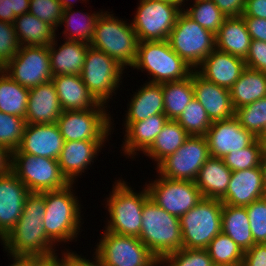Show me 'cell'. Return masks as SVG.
Masks as SVG:
<instances>
[{
    "label": "cell",
    "instance_id": "c3c4849f",
    "mask_svg": "<svg viewBox=\"0 0 266 266\" xmlns=\"http://www.w3.org/2000/svg\"><path fill=\"white\" fill-rule=\"evenodd\" d=\"M246 67L266 73V42L251 40L246 58Z\"/></svg>",
    "mask_w": 266,
    "mask_h": 266
},
{
    "label": "cell",
    "instance_id": "30bf717a",
    "mask_svg": "<svg viewBox=\"0 0 266 266\" xmlns=\"http://www.w3.org/2000/svg\"><path fill=\"white\" fill-rule=\"evenodd\" d=\"M123 70L125 67L117 60L90 46L80 76L93 97L107 105L122 82Z\"/></svg>",
    "mask_w": 266,
    "mask_h": 266
},
{
    "label": "cell",
    "instance_id": "5b68a950",
    "mask_svg": "<svg viewBox=\"0 0 266 266\" xmlns=\"http://www.w3.org/2000/svg\"><path fill=\"white\" fill-rule=\"evenodd\" d=\"M113 15L104 11L98 18L90 46L106 53L123 67H131L137 56V35L131 22L126 23Z\"/></svg>",
    "mask_w": 266,
    "mask_h": 266
},
{
    "label": "cell",
    "instance_id": "9f6ffc18",
    "mask_svg": "<svg viewBox=\"0 0 266 266\" xmlns=\"http://www.w3.org/2000/svg\"><path fill=\"white\" fill-rule=\"evenodd\" d=\"M12 171V152L0 145V176Z\"/></svg>",
    "mask_w": 266,
    "mask_h": 266
},
{
    "label": "cell",
    "instance_id": "d4e9b609",
    "mask_svg": "<svg viewBox=\"0 0 266 266\" xmlns=\"http://www.w3.org/2000/svg\"><path fill=\"white\" fill-rule=\"evenodd\" d=\"M168 120L165 114H157L138 122H124L126 134L122 147L123 153L132 158L137 151L144 153L152 145Z\"/></svg>",
    "mask_w": 266,
    "mask_h": 266
},
{
    "label": "cell",
    "instance_id": "6da1fadb",
    "mask_svg": "<svg viewBox=\"0 0 266 266\" xmlns=\"http://www.w3.org/2000/svg\"><path fill=\"white\" fill-rule=\"evenodd\" d=\"M44 214L45 191L29 192L18 222L1 241L9 256H35L56 261L57 250L43 226Z\"/></svg>",
    "mask_w": 266,
    "mask_h": 266
},
{
    "label": "cell",
    "instance_id": "44dd1931",
    "mask_svg": "<svg viewBox=\"0 0 266 266\" xmlns=\"http://www.w3.org/2000/svg\"><path fill=\"white\" fill-rule=\"evenodd\" d=\"M245 68L244 59L215 48L197 67L196 71L206 80L230 89Z\"/></svg>",
    "mask_w": 266,
    "mask_h": 266
},
{
    "label": "cell",
    "instance_id": "d590c367",
    "mask_svg": "<svg viewBox=\"0 0 266 266\" xmlns=\"http://www.w3.org/2000/svg\"><path fill=\"white\" fill-rule=\"evenodd\" d=\"M29 89L21 86L0 69V111L25 118Z\"/></svg>",
    "mask_w": 266,
    "mask_h": 266
},
{
    "label": "cell",
    "instance_id": "ac0fdd59",
    "mask_svg": "<svg viewBox=\"0 0 266 266\" xmlns=\"http://www.w3.org/2000/svg\"><path fill=\"white\" fill-rule=\"evenodd\" d=\"M29 192L12 171L0 176V240L18 222Z\"/></svg>",
    "mask_w": 266,
    "mask_h": 266
},
{
    "label": "cell",
    "instance_id": "8992f818",
    "mask_svg": "<svg viewBox=\"0 0 266 266\" xmlns=\"http://www.w3.org/2000/svg\"><path fill=\"white\" fill-rule=\"evenodd\" d=\"M115 185V186H114ZM106 207L110 219L105 226V231L119 235L139 237L142 226V208L149 198L146 186L141 192H134L123 180L113 184Z\"/></svg>",
    "mask_w": 266,
    "mask_h": 266
},
{
    "label": "cell",
    "instance_id": "7bdbcfd3",
    "mask_svg": "<svg viewBox=\"0 0 266 266\" xmlns=\"http://www.w3.org/2000/svg\"><path fill=\"white\" fill-rule=\"evenodd\" d=\"M26 119L0 111V145L11 152L17 150L23 138Z\"/></svg>",
    "mask_w": 266,
    "mask_h": 266
},
{
    "label": "cell",
    "instance_id": "9c48e42d",
    "mask_svg": "<svg viewBox=\"0 0 266 266\" xmlns=\"http://www.w3.org/2000/svg\"><path fill=\"white\" fill-rule=\"evenodd\" d=\"M12 172L30 192L59 190L69 185L62 174L58 160L12 152Z\"/></svg>",
    "mask_w": 266,
    "mask_h": 266
},
{
    "label": "cell",
    "instance_id": "816d5d0a",
    "mask_svg": "<svg viewBox=\"0 0 266 266\" xmlns=\"http://www.w3.org/2000/svg\"><path fill=\"white\" fill-rule=\"evenodd\" d=\"M251 40L266 42V19L256 17H243Z\"/></svg>",
    "mask_w": 266,
    "mask_h": 266
},
{
    "label": "cell",
    "instance_id": "ab89813d",
    "mask_svg": "<svg viewBox=\"0 0 266 266\" xmlns=\"http://www.w3.org/2000/svg\"><path fill=\"white\" fill-rule=\"evenodd\" d=\"M192 5L183 11L200 26L216 34L227 17L212 0L195 1Z\"/></svg>",
    "mask_w": 266,
    "mask_h": 266
},
{
    "label": "cell",
    "instance_id": "1f68e13d",
    "mask_svg": "<svg viewBox=\"0 0 266 266\" xmlns=\"http://www.w3.org/2000/svg\"><path fill=\"white\" fill-rule=\"evenodd\" d=\"M229 91L235 110L266 97V73L246 67Z\"/></svg>",
    "mask_w": 266,
    "mask_h": 266
},
{
    "label": "cell",
    "instance_id": "836d02e7",
    "mask_svg": "<svg viewBox=\"0 0 266 266\" xmlns=\"http://www.w3.org/2000/svg\"><path fill=\"white\" fill-rule=\"evenodd\" d=\"M190 135L176 120H168L152 145L143 153L157 165L170 154L175 153Z\"/></svg>",
    "mask_w": 266,
    "mask_h": 266
},
{
    "label": "cell",
    "instance_id": "ee69618b",
    "mask_svg": "<svg viewBox=\"0 0 266 266\" xmlns=\"http://www.w3.org/2000/svg\"><path fill=\"white\" fill-rule=\"evenodd\" d=\"M214 266L206 249L182 248L166 254L160 266Z\"/></svg>",
    "mask_w": 266,
    "mask_h": 266
},
{
    "label": "cell",
    "instance_id": "6125c7cd",
    "mask_svg": "<svg viewBox=\"0 0 266 266\" xmlns=\"http://www.w3.org/2000/svg\"><path fill=\"white\" fill-rule=\"evenodd\" d=\"M59 3L61 4L62 6V9H71L73 8V5H74V0H73V3H72V0H58ZM77 0H75L76 2ZM83 2L86 1V0H82Z\"/></svg>",
    "mask_w": 266,
    "mask_h": 266
},
{
    "label": "cell",
    "instance_id": "7c38bea8",
    "mask_svg": "<svg viewBox=\"0 0 266 266\" xmlns=\"http://www.w3.org/2000/svg\"><path fill=\"white\" fill-rule=\"evenodd\" d=\"M132 27L138 41L167 40L183 8L165 0H140Z\"/></svg>",
    "mask_w": 266,
    "mask_h": 266
},
{
    "label": "cell",
    "instance_id": "cb8c5ba5",
    "mask_svg": "<svg viewBox=\"0 0 266 266\" xmlns=\"http://www.w3.org/2000/svg\"><path fill=\"white\" fill-rule=\"evenodd\" d=\"M62 112L63 109L52 80L29 89L26 123H56Z\"/></svg>",
    "mask_w": 266,
    "mask_h": 266
},
{
    "label": "cell",
    "instance_id": "680465c9",
    "mask_svg": "<svg viewBox=\"0 0 266 266\" xmlns=\"http://www.w3.org/2000/svg\"><path fill=\"white\" fill-rule=\"evenodd\" d=\"M10 4L12 12L17 17L29 11L30 0H10Z\"/></svg>",
    "mask_w": 266,
    "mask_h": 266
},
{
    "label": "cell",
    "instance_id": "e0dca14e",
    "mask_svg": "<svg viewBox=\"0 0 266 266\" xmlns=\"http://www.w3.org/2000/svg\"><path fill=\"white\" fill-rule=\"evenodd\" d=\"M210 157L223 158L232 151H239L251 145L257 137L244 129L233 116L225 120L213 121L205 135Z\"/></svg>",
    "mask_w": 266,
    "mask_h": 266
},
{
    "label": "cell",
    "instance_id": "d6986e66",
    "mask_svg": "<svg viewBox=\"0 0 266 266\" xmlns=\"http://www.w3.org/2000/svg\"><path fill=\"white\" fill-rule=\"evenodd\" d=\"M64 144L56 123L26 124L18 151L58 160Z\"/></svg>",
    "mask_w": 266,
    "mask_h": 266
},
{
    "label": "cell",
    "instance_id": "be15d7a7",
    "mask_svg": "<svg viewBox=\"0 0 266 266\" xmlns=\"http://www.w3.org/2000/svg\"><path fill=\"white\" fill-rule=\"evenodd\" d=\"M165 1H169V2L175 3L179 7H182L183 3H185V0H165Z\"/></svg>",
    "mask_w": 266,
    "mask_h": 266
},
{
    "label": "cell",
    "instance_id": "94428289",
    "mask_svg": "<svg viewBox=\"0 0 266 266\" xmlns=\"http://www.w3.org/2000/svg\"><path fill=\"white\" fill-rule=\"evenodd\" d=\"M262 148V154L266 155V130L258 137Z\"/></svg>",
    "mask_w": 266,
    "mask_h": 266
},
{
    "label": "cell",
    "instance_id": "681fc988",
    "mask_svg": "<svg viewBox=\"0 0 266 266\" xmlns=\"http://www.w3.org/2000/svg\"><path fill=\"white\" fill-rule=\"evenodd\" d=\"M62 254V259H59L58 257L56 258V263L59 266H105L101 258L96 253L93 254L95 255L93 256V260L95 261L86 259L84 256L78 255L77 253L75 254L73 251H63Z\"/></svg>",
    "mask_w": 266,
    "mask_h": 266
},
{
    "label": "cell",
    "instance_id": "d6a6232c",
    "mask_svg": "<svg viewBox=\"0 0 266 266\" xmlns=\"http://www.w3.org/2000/svg\"><path fill=\"white\" fill-rule=\"evenodd\" d=\"M246 207L223 204L221 232L229 236L246 252L254 244Z\"/></svg>",
    "mask_w": 266,
    "mask_h": 266
},
{
    "label": "cell",
    "instance_id": "ba28073f",
    "mask_svg": "<svg viewBox=\"0 0 266 266\" xmlns=\"http://www.w3.org/2000/svg\"><path fill=\"white\" fill-rule=\"evenodd\" d=\"M167 41L171 49L194 70L216 48L215 34L200 26L183 10Z\"/></svg>",
    "mask_w": 266,
    "mask_h": 266
},
{
    "label": "cell",
    "instance_id": "277c9868",
    "mask_svg": "<svg viewBox=\"0 0 266 266\" xmlns=\"http://www.w3.org/2000/svg\"><path fill=\"white\" fill-rule=\"evenodd\" d=\"M133 69L147 71L152 83L184 80L194 69L170 47L167 40L142 41L138 43Z\"/></svg>",
    "mask_w": 266,
    "mask_h": 266
},
{
    "label": "cell",
    "instance_id": "4dcf8cb0",
    "mask_svg": "<svg viewBox=\"0 0 266 266\" xmlns=\"http://www.w3.org/2000/svg\"><path fill=\"white\" fill-rule=\"evenodd\" d=\"M14 28L20 46H49L56 37V28L27 12L17 16Z\"/></svg>",
    "mask_w": 266,
    "mask_h": 266
},
{
    "label": "cell",
    "instance_id": "f35d334b",
    "mask_svg": "<svg viewBox=\"0 0 266 266\" xmlns=\"http://www.w3.org/2000/svg\"><path fill=\"white\" fill-rule=\"evenodd\" d=\"M176 121L192 136H205L212 124L206 110L195 97L188 103Z\"/></svg>",
    "mask_w": 266,
    "mask_h": 266
},
{
    "label": "cell",
    "instance_id": "4fadbf2b",
    "mask_svg": "<svg viewBox=\"0 0 266 266\" xmlns=\"http://www.w3.org/2000/svg\"><path fill=\"white\" fill-rule=\"evenodd\" d=\"M87 110L63 111L56 124L66 141L107 140L112 130V119L106 105Z\"/></svg>",
    "mask_w": 266,
    "mask_h": 266
},
{
    "label": "cell",
    "instance_id": "11a10c76",
    "mask_svg": "<svg viewBox=\"0 0 266 266\" xmlns=\"http://www.w3.org/2000/svg\"><path fill=\"white\" fill-rule=\"evenodd\" d=\"M13 261L10 266H46L49 261L35 256H11ZM9 266V265H8Z\"/></svg>",
    "mask_w": 266,
    "mask_h": 266
},
{
    "label": "cell",
    "instance_id": "7402d4cb",
    "mask_svg": "<svg viewBox=\"0 0 266 266\" xmlns=\"http://www.w3.org/2000/svg\"><path fill=\"white\" fill-rule=\"evenodd\" d=\"M106 140L66 141L63 144L58 164L64 177L69 183H75L77 176L84 173L87 166L94 162L97 153L102 149Z\"/></svg>",
    "mask_w": 266,
    "mask_h": 266
},
{
    "label": "cell",
    "instance_id": "ffe728a7",
    "mask_svg": "<svg viewBox=\"0 0 266 266\" xmlns=\"http://www.w3.org/2000/svg\"><path fill=\"white\" fill-rule=\"evenodd\" d=\"M192 85L194 97L204 107L212 122L235 116L229 89L206 80L196 70L192 72Z\"/></svg>",
    "mask_w": 266,
    "mask_h": 266
},
{
    "label": "cell",
    "instance_id": "bcb514c9",
    "mask_svg": "<svg viewBox=\"0 0 266 266\" xmlns=\"http://www.w3.org/2000/svg\"><path fill=\"white\" fill-rule=\"evenodd\" d=\"M28 12L58 29L63 9L58 0H30Z\"/></svg>",
    "mask_w": 266,
    "mask_h": 266
},
{
    "label": "cell",
    "instance_id": "7dc6e473",
    "mask_svg": "<svg viewBox=\"0 0 266 266\" xmlns=\"http://www.w3.org/2000/svg\"><path fill=\"white\" fill-rule=\"evenodd\" d=\"M20 47L14 24L0 21V69L17 54Z\"/></svg>",
    "mask_w": 266,
    "mask_h": 266
},
{
    "label": "cell",
    "instance_id": "91938a15",
    "mask_svg": "<svg viewBox=\"0 0 266 266\" xmlns=\"http://www.w3.org/2000/svg\"><path fill=\"white\" fill-rule=\"evenodd\" d=\"M260 167L262 170L263 188L266 194V155L262 156Z\"/></svg>",
    "mask_w": 266,
    "mask_h": 266
},
{
    "label": "cell",
    "instance_id": "5bb4252c",
    "mask_svg": "<svg viewBox=\"0 0 266 266\" xmlns=\"http://www.w3.org/2000/svg\"><path fill=\"white\" fill-rule=\"evenodd\" d=\"M209 157L206 137L190 135L175 153L156 165L157 173L166 179L195 181Z\"/></svg>",
    "mask_w": 266,
    "mask_h": 266
},
{
    "label": "cell",
    "instance_id": "7a4b0ae2",
    "mask_svg": "<svg viewBox=\"0 0 266 266\" xmlns=\"http://www.w3.org/2000/svg\"><path fill=\"white\" fill-rule=\"evenodd\" d=\"M72 185L70 183L63 189L45 191L43 226L47 238L55 245L58 242H72L81 232V204L73 193Z\"/></svg>",
    "mask_w": 266,
    "mask_h": 266
},
{
    "label": "cell",
    "instance_id": "f1b7e54d",
    "mask_svg": "<svg viewBox=\"0 0 266 266\" xmlns=\"http://www.w3.org/2000/svg\"><path fill=\"white\" fill-rule=\"evenodd\" d=\"M216 48L245 59L251 42L250 34L242 16L227 17L215 34Z\"/></svg>",
    "mask_w": 266,
    "mask_h": 266
},
{
    "label": "cell",
    "instance_id": "8d00e7d4",
    "mask_svg": "<svg viewBox=\"0 0 266 266\" xmlns=\"http://www.w3.org/2000/svg\"><path fill=\"white\" fill-rule=\"evenodd\" d=\"M164 114L169 120H176L194 98L191 76L180 81L162 83Z\"/></svg>",
    "mask_w": 266,
    "mask_h": 266
},
{
    "label": "cell",
    "instance_id": "b9f144b4",
    "mask_svg": "<svg viewBox=\"0 0 266 266\" xmlns=\"http://www.w3.org/2000/svg\"><path fill=\"white\" fill-rule=\"evenodd\" d=\"M262 156V148L257 138L251 145L239 151H232L222 159L224 164L234 172L259 167Z\"/></svg>",
    "mask_w": 266,
    "mask_h": 266
},
{
    "label": "cell",
    "instance_id": "f5cc1de1",
    "mask_svg": "<svg viewBox=\"0 0 266 266\" xmlns=\"http://www.w3.org/2000/svg\"><path fill=\"white\" fill-rule=\"evenodd\" d=\"M226 17H239L243 14L246 0H212Z\"/></svg>",
    "mask_w": 266,
    "mask_h": 266
},
{
    "label": "cell",
    "instance_id": "484cf974",
    "mask_svg": "<svg viewBox=\"0 0 266 266\" xmlns=\"http://www.w3.org/2000/svg\"><path fill=\"white\" fill-rule=\"evenodd\" d=\"M51 80L63 111L87 110L101 104L89 92L80 75H57Z\"/></svg>",
    "mask_w": 266,
    "mask_h": 266
},
{
    "label": "cell",
    "instance_id": "603a6c76",
    "mask_svg": "<svg viewBox=\"0 0 266 266\" xmlns=\"http://www.w3.org/2000/svg\"><path fill=\"white\" fill-rule=\"evenodd\" d=\"M261 167L232 172L226 194L220 199L223 204L245 207L265 197Z\"/></svg>",
    "mask_w": 266,
    "mask_h": 266
},
{
    "label": "cell",
    "instance_id": "e575fe53",
    "mask_svg": "<svg viewBox=\"0 0 266 266\" xmlns=\"http://www.w3.org/2000/svg\"><path fill=\"white\" fill-rule=\"evenodd\" d=\"M102 13L103 11L97 13L93 12L89 15L88 13L85 14L78 10L77 12L73 11L72 8L64 9L59 24V26H62L64 23V25H66L64 32H62L65 34L64 39L67 41H80L90 44L93 39L97 20Z\"/></svg>",
    "mask_w": 266,
    "mask_h": 266
},
{
    "label": "cell",
    "instance_id": "3957f363",
    "mask_svg": "<svg viewBox=\"0 0 266 266\" xmlns=\"http://www.w3.org/2000/svg\"><path fill=\"white\" fill-rule=\"evenodd\" d=\"M138 238L161 260L166 254L182 249L179 217L169 214L149 197L142 208Z\"/></svg>",
    "mask_w": 266,
    "mask_h": 266
},
{
    "label": "cell",
    "instance_id": "f907efd6",
    "mask_svg": "<svg viewBox=\"0 0 266 266\" xmlns=\"http://www.w3.org/2000/svg\"><path fill=\"white\" fill-rule=\"evenodd\" d=\"M243 266H266V243L254 244L244 252Z\"/></svg>",
    "mask_w": 266,
    "mask_h": 266
},
{
    "label": "cell",
    "instance_id": "83f0119b",
    "mask_svg": "<svg viewBox=\"0 0 266 266\" xmlns=\"http://www.w3.org/2000/svg\"><path fill=\"white\" fill-rule=\"evenodd\" d=\"M232 171L222 158L209 157L200 168L195 184L203 198L221 199L228 189Z\"/></svg>",
    "mask_w": 266,
    "mask_h": 266
},
{
    "label": "cell",
    "instance_id": "4316f807",
    "mask_svg": "<svg viewBox=\"0 0 266 266\" xmlns=\"http://www.w3.org/2000/svg\"><path fill=\"white\" fill-rule=\"evenodd\" d=\"M56 43L57 41L54 40L48 46L53 76L80 75L90 44L66 40L57 49Z\"/></svg>",
    "mask_w": 266,
    "mask_h": 266
},
{
    "label": "cell",
    "instance_id": "8fae6325",
    "mask_svg": "<svg viewBox=\"0 0 266 266\" xmlns=\"http://www.w3.org/2000/svg\"><path fill=\"white\" fill-rule=\"evenodd\" d=\"M95 253L105 266H160V260L136 236L105 231Z\"/></svg>",
    "mask_w": 266,
    "mask_h": 266
},
{
    "label": "cell",
    "instance_id": "74e56055",
    "mask_svg": "<svg viewBox=\"0 0 266 266\" xmlns=\"http://www.w3.org/2000/svg\"><path fill=\"white\" fill-rule=\"evenodd\" d=\"M206 250L214 266L242 265L244 251L233 239L222 232L211 240Z\"/></svg>",
    "mask_w": 266,
    "mask_h": 266
},
{
    "label": "cell",
    "instance_id": "6f0895ef",
    "mask_svg": "<svg viewBox=\"0 0 266 266\" xmlns=\"http://www.w3.org/2000/svg\"><path fill=\"white\" fill-rule=\"evenodd\" d=\"M16 16L11 10L10 0H0V21L14 23Z\"/></svg>",
    "mask_w": 266,
    "mask_h": 266
},
{
    "label": "cell",
    "instance_id": "2e32d148",
    "mask_svg": "<svg viewBox=\"0 0 266 266\" xmlns=\"http://www.w3.org/2000/svg\"><path fill=\"white\" fill-rule=\"evenodd\" d=\"M158 177L145 186L150 199L169 214L180 218L203 199L195 181Z\"/></svg>",
    "mask_w": 266,
    "mask_h": 266
},
{
    "label": "cell",
    "instance_id": "e7e4bbea",
    "mask_svg": "<svg viewBox=\"0 0 266 266\" xmlns=\"http://www.w3.org/2000/svg\"><path fill=\"white\" fill-rule=\"evenodd\" d=\"M46 266H59V265L55 261V262H49Z\"/></svg>",
    "mask_w": 266,
    "mask_h": 266
},
{
    "label": "cell",
    "instance_id": "52a82bcc",
    "mask_svg": "<svg viewBox=\"0 0 266 266\" xmlns=\"http://www.w3.org/2000/svg\"><path fill=\"white\" fill-rule=\"evenodd\" d=\"M222 207L220 199L203 198L179 218L182 248H207L211 240L221 233Z\"/></svg>",
    "mask_w": 266,
    "mask_h": 266
},
{
    "label": "cell",
    "instance_id": "db71d44e",
    "mask_svg": "<svg viewBox=\"0 0 266 266\" xmlns=\"http://www.w3.org/2000/svg\"><path fill=\"white\" fill-rule=\"evenodd\" d=\"M241 16L266 19V0H246Z\"/></svg>",
    "mask_w": 266,
    "mask_h": 266
},
{
    "label": "cell",
    "instance_id": "60d3db41",
    "mask_svg": "<svg viewBox=\"0 0 266 266\" xmlns=\"http://www.w3.org/2000/svg\"><path fill=\"white\" fill-rule=\"evenodd\" d=\"M235 117L244 129L258 138L266 130V97L237 108Z\"/></svg>",
    "mask_w": 266,
    "mask_h": 266
},
{
    "label": "cell",
    "instance_id": "9a60e30c",
    "mask_svg": "<svg viewBox=\"0 0 266 266\" xmlns=\"http://www.w3.org/2000/svg\"><path fill=\"white\" fill-rule=\"evenodd\" d=\"M48 46H21L17 54L1 69L25 88L51 81Z\"/></svg>",
    "mask_w": 266,
    "mask_h": 266
},
{
    "label": "cell",
    "instance_id": "f546056e",
    "mask_svg": "<svg viewBox=\"0 0 266 266\" xmlns=\"http://www.w3.org/2000/svg\"><path fill=\"white\" fill-rule=\"evenodd\" d=\"M135 92L128 104L124 122H138L150 116L164 114V99L161 84L147 82Z\"/></svg>",
    "mask_w": 266,
    "mask_h": 266
},
{
    "label": "cell",
    "instance_id": "f6af8a7d",
    "mask_svg": "<svg viewBox=\"0 0 266 266\" xmlns=\"http://www.w3.org/2000/svg\"><path fill=\"white\" fill-rule=\"evenodd\" d=\"M245 207L254 242L266 243V196Z\"/></svg>",
    "mask_w": 266,
    "mask_h": 266
}]
</instances>
